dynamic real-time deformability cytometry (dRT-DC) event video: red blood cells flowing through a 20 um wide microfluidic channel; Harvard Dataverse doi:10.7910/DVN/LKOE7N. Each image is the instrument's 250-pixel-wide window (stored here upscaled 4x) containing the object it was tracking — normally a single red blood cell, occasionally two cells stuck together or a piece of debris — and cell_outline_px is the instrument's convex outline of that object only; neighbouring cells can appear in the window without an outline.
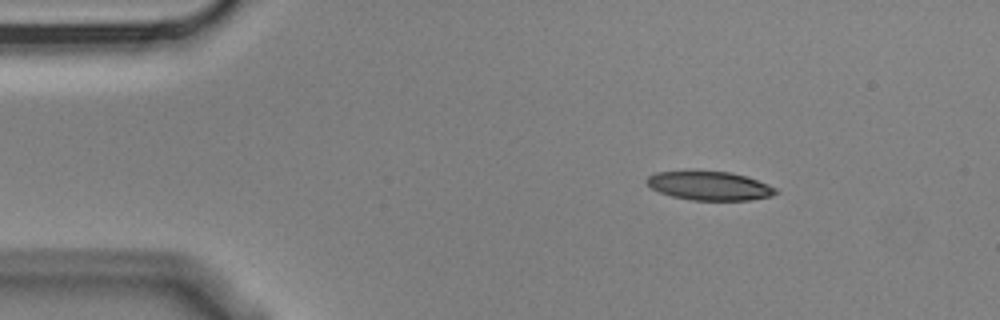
{"species": "Egyptian fruit bat (a non-hibernating species)", "species_latin": "Rousettus aegyptiacus", "temperature_condition": "cold", "stored_images_in_passage": 4, "camera_frame_rate_fps": 3000, "um_per_image_px": 0.085, "animal": {"sex": "male"}, "frame": {"image": 1, "passage_image": 2, "time_ms": 0.333, "image_size_px": [1000, 320], "cell_outline_px": [[776, 192], [772, 196], [748, 200], [692, 200], [672, 196], [660, 192], [652, 188], [644, 180], [648, 176], [656, 172], [732, 172], [748, 176], [768, 184], [776, 188]], "centroid_in_image_um": [60.33, 15.8], "position_along_channel_um": 24.7, "area_um2": 21.39}}